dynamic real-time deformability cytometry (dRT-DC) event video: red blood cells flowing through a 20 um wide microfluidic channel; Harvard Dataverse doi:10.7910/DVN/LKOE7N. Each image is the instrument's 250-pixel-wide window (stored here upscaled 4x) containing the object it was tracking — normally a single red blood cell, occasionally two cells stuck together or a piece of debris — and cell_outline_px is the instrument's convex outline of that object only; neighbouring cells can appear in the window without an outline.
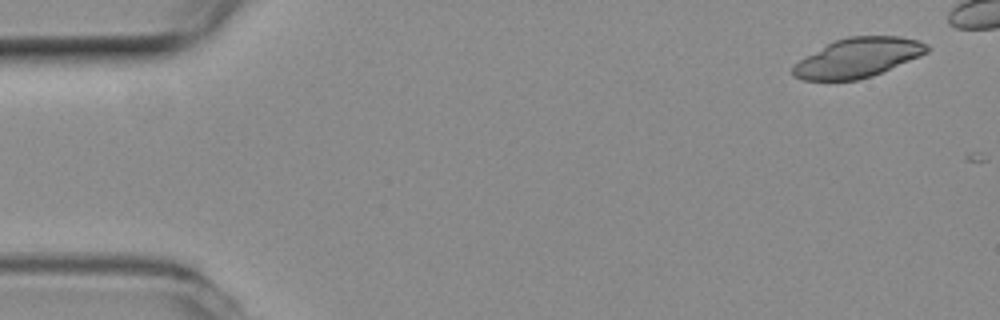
{"species": "common noctule bat (a hibernating species)", "species_latin": "Nyctalus noctula", "temperature_condition": "room temperature", "stored_images_in_passage": 2, "camera_frame_rate_fps": 3000, "um_per_image_px": 0.085, "animal": {"sex": "female", "body_mass_g": 19.3, "forearm_length_mm": 54.1}, "frame": {"image": 1, "passage_image": 1, "time_ms": 0.0, "image_size_px": [1000, 320], "cell_outline_px": [[928, 52], [920, 56], [872, 76], [856, 80], [804, 80], [792, 76], [792, 64], [828, 44], [836, 40], [848, 36], [900, 36], [920, 40], [928, 44]], "centroid_in_image_um": [72.92, 4.9], "position_along_channel_um": 12.1, "area_um2": 30.63}}